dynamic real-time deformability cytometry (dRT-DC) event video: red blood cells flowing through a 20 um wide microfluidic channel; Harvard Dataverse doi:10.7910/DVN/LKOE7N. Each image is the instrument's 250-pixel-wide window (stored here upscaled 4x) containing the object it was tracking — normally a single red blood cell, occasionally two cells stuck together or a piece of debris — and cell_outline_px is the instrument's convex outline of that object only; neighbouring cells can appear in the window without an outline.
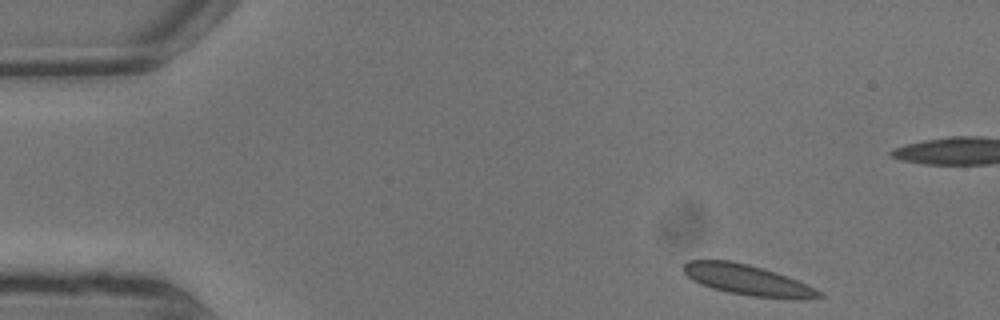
{"species": "common noctule bat (a hibernating species)", "species_latin": "Nyctalus noctula", "temperature_condition": "warm", "stored_images_in_passage": 5, "camera_frame_rate_fps": 3000, "um_per_image_px": 0.085, "animal": {"sex": "male", "body_mass_g": 13.3}, "frame": {"image": 1, "passage_image": 1, "time_ms": 0.0, "image_size_px": [1000, 320], "cell_outline_px": [[824, 296], [800, 300], [796, 300], [752, 296], [728, 292], [712, 288], [700, 284], [692, 280], [684, 272], [684, 264], [688, 260], [728, 260], [748, 264], [764, 268], [776, 272], [816, 288], [824, 292]], "centroid_in_image_um": [63.58, 23.81], "position_along_channel_um": 21.4, "area_um2": 24.22}}